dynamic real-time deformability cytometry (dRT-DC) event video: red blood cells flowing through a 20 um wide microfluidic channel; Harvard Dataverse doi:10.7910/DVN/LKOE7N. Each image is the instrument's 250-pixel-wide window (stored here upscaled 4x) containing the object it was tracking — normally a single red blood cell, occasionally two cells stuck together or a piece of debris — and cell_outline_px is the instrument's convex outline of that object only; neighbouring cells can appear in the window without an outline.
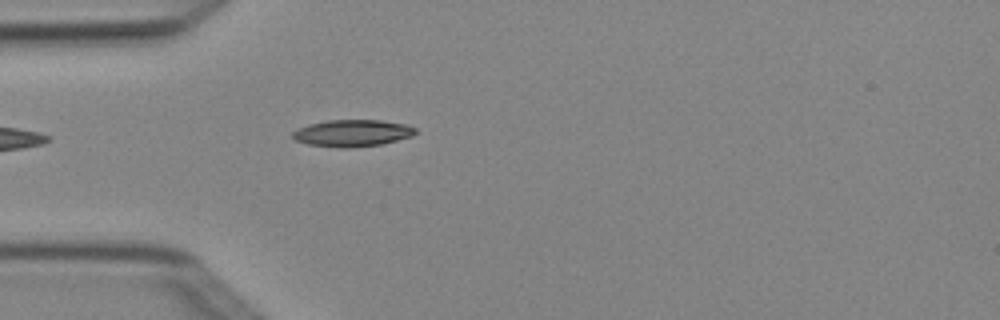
{"species": "Egyptian fruit bat (a non-hibernating species)", "species_latin": "Rousettus aegyptiacus", "temperature_condition": "cold", "stored_images_in_passage": 4, "camera_frame_rate_fps": 3000, "um_per_image_px": 0.085, "animal": {"sex": "female"}, "frame": {"image": 1, "passage_image": 4, "time_ms": 1.0, "image_size_px": [1000, 320], "cell_outline_px": [[416, 132], [412, 136], [380, 144], [344, 148], [340, 148], [308, 144], [296, 140], [292, 136], [292, 132], [308, 124], [328, 120], [380, 120], [408, 124], [416, 128]], "centroid_in_image_um": [29.96, 11.3], "position_along_channel_um": 55.0, "area_um2": 19.07}}